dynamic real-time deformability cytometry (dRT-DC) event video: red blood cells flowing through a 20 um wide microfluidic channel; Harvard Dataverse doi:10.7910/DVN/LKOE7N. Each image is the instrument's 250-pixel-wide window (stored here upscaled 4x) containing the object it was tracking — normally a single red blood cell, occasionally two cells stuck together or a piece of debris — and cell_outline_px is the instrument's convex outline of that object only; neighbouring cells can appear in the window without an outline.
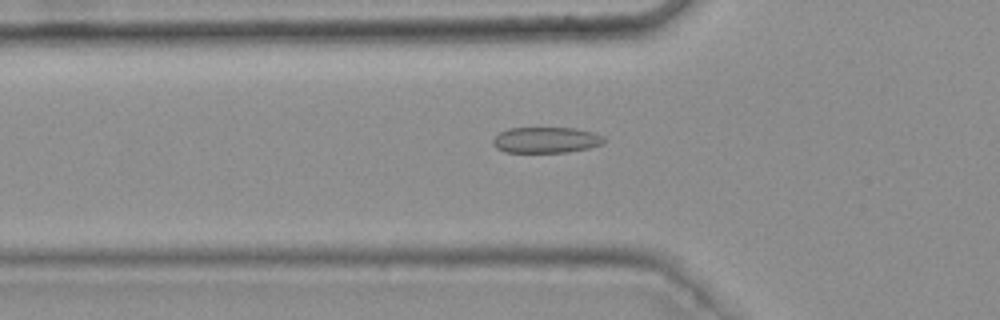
{"species": "common noctule bat (a hibernating species)", "species_latin": "Nyctalus noctula", "temperature_condition": "warm", "stored_images_in_passage": 40, "camera_frame_rate_fps": 3000, "um_per_image_px": 0.085, "animal": {"sex": "female", "body_mass_g": 25.1}, "frame": {"image": 1, "passage_image": 10, "time_ms": 3.0, "image_size_px": [1000, 320], "cell_outline_px": [[604, 140], [600, 144], [588, 148], [568, 152], [504, 152], [496, 148], [492, 144], [492, 140], [500, 132], [508, 128], [576, 128], [596, 132], [604, 136]], "centroid_in_image_um": [46.4, 11.89], "position_along_channel_um": 79.4, "area_um2": 16.82}}
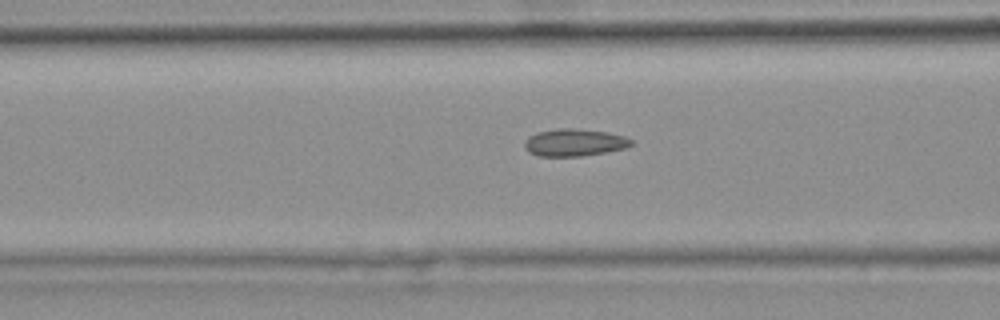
{"frame": {"image": 2, "passage_image": 13, "time_ms": 4.0, "image_size_px": [1000, 320], "cell_outline_px": [[632, 144], [628, 148], [580, 156], [540, 156], [528, 152], [524, 148], [524, 140], [528, 136], [536, 132], [556, 128], [572, 128], [608, 132], [624, 136], [632, 140]], "centroid_in_image_um": [48.79, 12.1], "position_along_channel_um": 117.8, "area_um2": 17.11}}
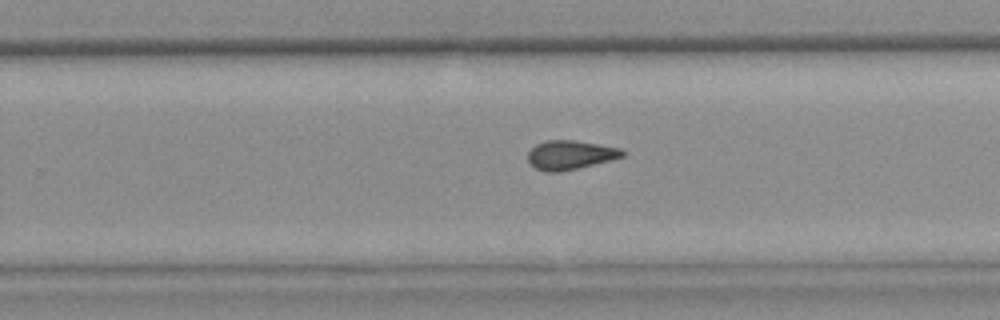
{"frame": {"image": 3, "passage_image": 26, "time_ms": 8.333, "image_size_px": [1000, 320], "cell_outline_px": [[624, 156], [612, 160], [576, 168], [556, 172], [548, 172], [536, 168], [528, 160], [528, 152], [536, 144], [544, 140], [572, 140], [620, 148], [624, 152]], "centroid_in_image_um": [48.46, 13.16], "position_along_channel_um": 281.3, "area_um2": 15.72}, "authors_computed_cell_mechanics": {"area_um2": 15.895, "velocity_mm_per_s": 3.7852, "shape_relaxation_time_tau1_ms": null, "shape_relaxation_time_tau2_ms": 2.1753, "deformation_change_tau1": null, "deformation_change_tau2": 0.0904}}